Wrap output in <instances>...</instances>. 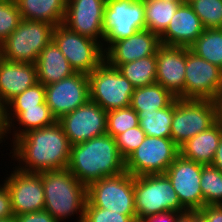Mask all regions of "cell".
Here are the masks:
<instances>
[{
  "instance_id": "cell-6",
  "label": "cell",
  "mask_w": 222,
  "mask_h": 222,
  "mask_svg": "<svg viewBox=\"0 0 222 222\" xmlns=\"http://www.w3.org/2000/svg\"><path fill=\"white\" fill-rule=\"evenodd\" d=\"M85 207H99L124 215H137L134 176L125 171L90 183L87 186Z\"/></svg>"
},
{
  "instance_id": "cell-19",
  "label": "cell",
  "mask_w": 222,
  "mask_h": 222,
  "mask_svg": "<svg viewBox=\"0 0 222 222\" xmlns=\"http://www.w3.org/2000/svg\"><path fill=\"white\" fill-rule=\"evenodd\" d=\"M156 58V83L179 98L184 93L186 47L161 45L156 52Z\"/></svg>"
},
{
  "instance_id": "cell-7",
  "label": "cell",
  "mask_w": 222,
  "mask_h": 222,
  "mask_svg": "<svg viewBox=\"0 0 222 222\" xmlns=\"http://www.w3.org/2000/svg\"><path fill=\"white\" fill-rule=\"evenodd\" d=\"M89 99L106 112L129 107L135 87L105 60L89 75Z\"/></svg>"
},
{
  "instance_id": "cell-11",
  "label": "cell",
  "mask_w": 222,
  "mask_h": 222,
  "mask_svg": "<svg viewBox=\"0 0 222 222\" xmlns=\"http://www.w3.org/2000/svg\"><path fill=\"white\" fill-rule=\"evenodd\" d=\"M53 41L76 73L89 75L104 61V50L98 41L80 35L63 24L55 26Z\"/></svg>"
},
{
  "instance_id": "cell-30",
  "label": "cell",
  "mask_w": 222,
  "mask_h": 222,
  "mask_svg": "<svg viewBox=\"0 0 222 222\" xmlns=\"http://www.w3.org/2000/svg\"><path fill=\"white\" fill-rule=\"evenodd\" d=\"M189 48L197 56L222 69V28L204 29Z\"/></svg>"
},
{
  "instance_id": "cell-37",
  "label": "cell",
  "mask_w": 222,
  "mask_h": 222,
  "mask_svg": "<svg viewBox=\"0 0 222 222\" xmlns=\"http://www.w3.org/2000/svg\"><path fill=\"white\" fill-rule=\"evenodd\" d=\"M145 132L140 126L133 127L118 135L115 140L121 156L126 159L144 141Z\"/></svg>"
},
{
  "instance_id": "cell-45",
  "label": "cell",
  "mask_w": 222,
  "mask_h": 222,
  "mask_svg": "<svg viewBox=\"0 0 222 222\" xmlns=\"http://www.w3.org/2000/svg\"><path fill=\"white\" fill-rule=\"evenodd\" d=\"M195 222H207L206 218L199 212V210H195Z\"/></svg>"
},
{
  "instance_id": "cell-16",
  "label": "cell",
  "mask_w": 222,
  "mask_h": 222,
  "mask_svg": "<svg viewBox=\"0 0 222 222\" xmlns=\"http://www.w3.org/2000/svg\"><path fill=\"white\" fill-rule=\"evenodd\" d=\"M202 167L179 155L164 173L187 210H200L204 206L200 186Z\"/></svg>"
},
{
  "instance_id": "cell-33",
  "label": "cell",
  "mask_w": 222,
  "mask_h": 222,
  "mask_svg": "<svg viewBox=\"0 0 222 222\" xmlns=\"http://www.w3.org/2000/svg\"><path fill=\"white\" fill-rule=\"evenodd\" d=\"M136 126L139 118L131 106L107 112V133L113 138Z\"/></svg>"
},
{
  "instance_id": "cell-32",
  "label": "cell",
  "mask_w": 222,
  "mask_h": 222,
  "mask_svg": "<svg viewBox=\"0 0 222 222\" xmlns=\"http://www.w3.org/2000/svg\"><path fill=\"white\" fill-rule=\"evenodd\" d=\"M204 29L222 28V0H190Z\"/></svg>"
},
{
  "instance_id": "cell-28",
  "label": "cell",
  "mask_w": 222,
  "mask_h": 222,
  "mask_svg": "<svg viewBox=\"0 0 222 222\" xmlns=\"http://www.w3.org/2000/svg\"><path fill=\"white\" fill-rule=\"evenodd\" d=\"M119 72L135 87H144L156 83V54L117 67Z\"/></svg>"
},
{
  "instance_id": "cell-26",
  "label": "cell",
  "mask_w": 222,
  "mask_h": 222,
  "mask_svg": "<svg viewBox=\"0 0 222 222\" xmlns=\"http://www.w3.org/2000/svg\"><path fill=\"white\" fill-rule=\"evenodd\" d=\"M176 97L160 84L135 88L130 106L136 112H156L169 106Z\"/></svg>"
},
{
  "instance_id": "cell-18",
  "label": "cell",
  "mask_w": 222,
  "mask_h": 222,
  "mask_svg": "<svg viewBox=\"0 0 222 222\" xmlns=\"http://www.w3.org/2000/svg\"><path fill=\"white\" fill-rule=\"evenodd\" d=\"M161 46L160 36L147 29L128 38L113 42L104 51V60L112 67L156 54Z\"/></svg>"
},
{
  "instance_id": "cell-35",
  "label": "cell",
  "mask_w": 222,
  "mask_h": 222,
  "mask_svg": "<svg viewBox=\"0 0 222 222\" xmlns=\"http://www.w3.org/2000/svg\"><path fill=\"white\" fill-rule=\"evenodd\" d=\"M45 102V86L36 83L21 94L16 95L3 108H32Z\"/></svg>"
},
{
  "instance_id": "cell-43",
  "label": "cell",
  "mask_w": 222,
  "mask_h": 222,
  "mask_svg": "<svg viewBox=\"0 0 222 222\" xmlns=\"http://www.w3.org/2000/svg\"><path fill=\"white\" fill-rule=\"evenodd\" d=\"M214 103H215V106H216L217 123L222 128V91L214 99Z\"/></svg>"
},
{
  "instance_id": "cell-14",
  "label": "cell",
  "mask_w": 222,
  "mask_h": 222,
  "mask_svg": "<svg viewBox=\"0 0 222 222\" xmlns=\"http://www.w3.org/2000/svg\"><path fill=\"white\" fill-rule=\"evenodd\" d=\"M4 184L11 197L14 216L44 210L45 197L41 173H28L13 167Z\"/></svg>"
},
{
  "instance_id": "cell-8",
  "label": "cell",
  "mask_w": 222,
  "mask_h": 222,
  "mask_svg": "<svg viewBox=\"0 0 222 222\" xmlns=\"http://www.w3.org/2000/svg\"><path fill=\"white\" fill-rule=\"evenodd\" d=\"M217 122L214 100H174L171 139L181 147L187 140L207 130Z\"/></svg>"
},
{
  "instance_id": "cell-31",
  "label": "cell",
  "mask_w": 222,
  "mask_h": 222,
  "mask_svg": "<svg viewBox=\"0 0 222 222\" xmlns=\"http://www.w3.org/2000/svg\"><path fill=\"white\" fill-rule=\"evenodd\" d=\"M205 205H222V171L213 165H203L200 180Z\"/></svg>"
},
{
  "instance_id": "cell-9",
  "label": "cell",
  "mask_w": 222,
  "mask_h": 222,
  "mask_svg": "<svg viewBox=\"0 0 222 222\" xmlns=\"http://www.w3.org/2000/svg\"><path fill=\"white\" fill-rule=\"evenodd\" d=\"M179 155V147L171 138L146 136L125 159V171L133 176L164 174Z\"/></svg>"
},
{
  "instance_id": "cell-48",
  "label": "cell",
  "mask_w": 222,
  "mask_h": 222,
  "mask_svg": "<svg viewBox=\"0 0 222 222\" xmlns=\"http://www.w3.org/2000/svg\"><path fill=\"white\" fill-rule=\"evenodd\" d=\"M162 1H168V2H186L185 0H162Z\"/></svg>"
},
{
  "instance_id": "cell-42",
  "label": "cell",
  "mask_w": 222,
  "mask_h": 222,
  "mask_svg": "<svg viewBox=\"0 0 222 222\" xmlns=\"http://www.w3.org/2000/svg\"><path fill=\"white\" fill-rule=\"evenodd\" d=\"M176 222H195V210H186L177 214Z\"/></svg>"
},
{
  "instance_id": "cell-3",
  "label": "cell",
  "mask_w": 222,
  "mask_h": 222,
  "mask_svg": "<svg viewBox=\"0 0 222 222\" xmlns=\"http://www.w3.org/2000/svg\"><path fill=\"white\" fill-rule=\"evenodd\" d=\"M44 189V210L58 222L78 214L77 222H83L87 201V186L68 169L41 172Z\"/></svg>"
},
{
  "instance_id": "cell-2",
  "label": "cell",
  "mask_w": 222,
  "mask_h": 222,
  "mask_svg": "<svg viewBox=\"0 0 222 222\" xmlns=\"http://www.w3.org/2000/svg\"><path fill=\"white\" fill-rule=\"evenodd\" d=\"M67 169L81 182L90 183L125 172V159L108 133L71 146Z\"/></svg>"
},
{
  "instance_id": "cell-34",
  "label": "cell",
  "mask_w": 222,
  "mask_h": 222,
  "mask_svg": "<svg viewBox=\"0 0 222 222\" xmlns=\"http://www.w3.org/2000/svg\"><path fill=\"white\" fill-rule=\"evenodd\" d=\"M21 20L14 0H0V43L15 31Z\"/></svg>"
},
{
  "instance_id": "cell-4",
  "label": "cell",
  "mask_w": 222,
  "mask_h": 222,
  "mask_svg": "<svg viewBox=\"0 0 222 222\" xmlns=\"http://www.w3.org/2000/svg\"><path fill=\"white\" fill-rule=\"evenodd\" d=\"M137 222L164 212H185L169 178L165 174L134 176Z\"/></svg>"
},
{
  "instance_id": "cell-20",
  "label": "cell",
  "mask_w": 222,
  "mask_h": 222,
  "mask_svg": "<svg viewBox=\"0 0 222 222\" xmlns=\"http://www.w3.org/2000/svg\"><path fill=\"white\" fill-rule=\"evenodd\" d=\"M56 121L57 119L53 116L46 102H44L43 104H38V107L32 108L1 109V122L4 130L3 137H6L7 139V134L13 132V139L11 140V142H14L18 137L26 134L31 130L53 125ZM14 122L17 124V126H15L16 124ZM11 128L13 129V131Z\"/></svg>"
},
{
  "instance_id": "cell-46",
  "label": "cell",
  "mask_w": 222,
  "mask_h": 222,
  "mask_svg": "<svg viewBox=\"0 0 222 222\" xmlns=\"http://www.w3.org/2000/svg\"><path fill=\"white\" fill-rule=\"evenodd\" d=\"M3 127H2V122H1V109H0V144L3 142V140L5 139L3 137L4 133H3Z\"/></svg>"
},
{
  "instance_id": "cell-24",
  "label": "cell",
  "mask_w": 222,
  "mask_h": 222,
  "mask_svg": "<svg viewBox=\"0 0 222 222\" xmlns=\"http://www.w3.org/2000/svg\"><path fill=\"white\" fill-rule=\"evenodd\" d=\"M221 139L222 128L216 122L179 147L180 155L202 165H211Z\"/></svg>"
},
{
  "instance_id": "cell-12",
  "label": "cell",
  "mask_w": 222,
  "mask_h": 222,
  "mask_svg": "<svg viewBox=\"0 0 222 222\" xmlns=\"http://www.w3.org/2000/svg\"><path fill=\"white\" fill-rule=\"evenodd\" d=\"M222 91V69L186 47L184 93L180 99L214 100Z\"/></svg>"
},
{
  "instance_id": "cell-25",
  "label": "cell",
  "mask_w": 222,
  "mask_h": 222,
  "mask_svg": "<svg viewBox=\"0 0 222 222\" xmlns=\"http://www.w3.org/2000/svg\"><path fill=\"white\" fill-rule=\"evenodd\" d=\"M21 18L46 22L54 26L63 23L67 0H14Z\"/></svg>"
},
{
  "instance_id": "cell-1",
  "label": "cell",
  "mask_w": 222,
  "mask_h": 222,
  "mask_svg": "<svg viewBox=\"0 0 222 222\" xmlns=\"http://www.w3.org/2000/svg\"><path fill=\"white\" fill-rule=\"evenodd\" d=\"M12 144L11 158L18 161L19 164L15 167L21 171L41 173L67 169L71 145L58 121L53 125L31 130Z\"/></svg>"
},
{
  "instance_id": "cell-40",
  "label": "cell",
  "mask_w": 222,
  "mask_h": 222,
  "mask_svg": "<svg viewBox=\"0 0 222 222\" xmlns=\"http://www.w3.org/2000/svg\"><path fill=\"white\" fill-rule=\"evenodd\" d=\"M199 212L206 218L207 222H222V205H205Z\"/></svg>"
},
{
  "instance_id": "cell-17",
  "label": "cell",
  "mask_w": 222,
  "mask_h": 222,
  "mask_svg": "<svg viewBox=\"0 0 222 222\" xmlns=\"http://www.w3.org/2000/svg\"><path fill=\"white\" fill-rule=\"evenodd\" d=\"M106 0H67L63 25L103 45Z\"/></svg>"
},
{
  "instance_id": "cell-15",
  "label": "cell",
  "mask_w": 222,
  "mask_h": 222,
  "mask_svg": "<svg viewBox=\"0 0 222 222\" xmlns=\"http://www.w3.org/2000/svg\"><path fill=\"white\" fill-rule=\"evenodd\" d=\"M89 100L88 75L74 73L68 78L45 86V102L59 120Z\"/></svg>"
},
{
  "instance_id": "cell-38",
  "label": "cell",
  "mask_w": 222,
  "mask_h": 222,
  "mask_svg": "<svg viewBox=\"0 0 222 222\" xmlns=\"http://www.w3.org/2000/svg\"><path fill=\"white\" fill-rule=\"evenodd\" d=\"M17 222H58L48 211L40 210L15 216Z\"/></svg>"
},
{
  "instance_id": "cell-47",
  "label": "cell",
  "mask_w": 222,
  "mask_h": 222,
  "mask_svg": "<svg viewBox=\"0 0 222 222\" xmlns=\"http://www.w3.org/2000/svg\"><path fill=\"white\" fill-rule=\"evenodd\" d=\"M0 222H17L15 216L0 220Z\"/></svg>"
},
{
  "instance_id": "cell-44",
  "label": "cell",
  "mask_w": 222,
  "mask_h": 222,
  "mask_svg": "<svg viewBox=\"0 0 222 222\" xmlns=\"http://www.w3.org/2000/svg\"><path fill=\"white\" fill-rule=\"evenodd\" d=\"M214 167L222 171V139L220 140L219 146L216 150L212 164Z\"/></svg>"
},
{
  "instance_id": "cell-21",
  "label": "cell",
  "mask_w": 222,
  "mask_h": 222,
  "mask_svg": "<svg viewBox=\"0 0 222 222\" xmlns=\"http://www.w3.org/2000/svg\"><path fill=\"white\" fill-rule=\"evenodd\" d=\"M204 27L189 3L181 4L166 30L160 35L161 45L190 47L203 33Z\"/></svg>"
},
{
  "instance_id": "cell-36",
  "label": "cell",
  "mask_w": 222,
  "mask_h": 222,
  "mask_svg": "<svg viewBox=\"0 0 222 222\" xmlns=\"http://www.w3.org/2000/svg\"><path fill=\"white\" fill-rule=\"evenodd\" d=\"M83 222H137V215H124L99 207H85Z\"/></svg>"
},
{
  "instance_id": "cell-23",
  "label": "cell",
  "mask_w": 222,
  "mask_h": 222,
  "mask_svg": "<svg viewBox=\"0 0 222 222\" xmlns=\"http://www.w3.org/2000/svg\"><path fill=\"white\" fill-rule=\"evenodd\" d=\"M35 64L37 81L44 86L76 73L53 40L42 50Z\"/></svg>"
},
{
  "instance_id": "cell-39",
  "label": "cell",
  "mask_w": 222,
  "mask_h": 222,
  "mask_svg": "<svg viewBox=\"0 0 222 222\" xmlns=\"http://www.w3.org/2000/svg\"><path fill=\"white\" fill-rule=\"evenodd\" d=\"M13 216L10 193L3 183L0 185V220Z\"/></svg>"
},
{
  "instance_id": "cell-29",
  "label": "cell",
  "mask_w": 222,
  "mask_h": 222,
  "mask_svg": "<svg viewBox=\"0 0 222 222\" xmlns=\"http://www.w3.org/2000/svg\"><path fill=\"white\" fill-rule=\"evenodd\" d=\"M139 126L146 136L158 138H171V124L174 115V101L156 112H136Z\"/></svg>"
},
{
  "instance_id": "cell-22",
  "label": "cell",
  "mask_w": 222,
  "mask_h": 222,
  "mask_svg": "<svg viewBox=\"0 0 222 222\" xmlns=\"http://www.w3.org/2000/svg\"><path fill=\"white\" fill-rule=\"evenodd\" d=\"M36 83V64L10 62L0 57V109Z\"/></svg>"
},
{
  "instance_id": "cell-27",
  "label": "cell",
  "mask_w": 222,
  "mask_h": 222,
  "mask_svg": "<svg viewBox=\"0 0 222 222\" xmlns=\"http://www.w3.org/2000/svg\"><path fill=\"white\" fill-rule=\"evenodd\" d=\"M186 2L143 0L145 29L161 35L168 27L178 7Z\"/></svg>"
},
{
  "instance_id": "cell-10",
  "label": "cell",
  "mask_w": 222,
  "mask_h": 222,
  "mask_svg": "<svg viewBox=\"0 0 222 222\" xmlns=\"http://www.w3.org/2000/svg\"><path fill=\"white\" fill-rule=\"evenodd\" d=\"M145 29L143 0H106L104 8L105 51L119 41Z\"/></svg>"
},
{
  "instance_id": "cell-13",
  "label": "cell",
  "mask_w": 222,
  "mask_h": 222,
  "mask_svg": "<svg viewBox=\"0 0 222 222\" xmlns=\"http://www.w3.org/2000/svg\"><path fill=\"white\" fill-rule=\"evenodd\" d=\"M57 121L71 146L107 133V112L90 99Z\"/></svg>"
},
{
  "instance_id": "cell-41",
  "label": "cell",
  "mask_w": 222,
  "mask_h": 222,
  "mask_svg": "<svg viewBox=\"0 0 222 222\" xmlns=\"http://www.w3.org/2000/svg\"><path fill=\"white\" fill-rule=\"evenodd\" d=\"M178 212H164L157 215L146 217L140 222H176Z\"/></svg>"
},
{
  "instance_id": "cell-5",
  "label": "cell",
  "mask_w": 222,
  "mask_h": 222,
  "mask_svg": "<svg viewBox=\"0 0 222 222\" xmlns=\"http://www.w3.org/2000/svg\"><path fill=\"white\" fill-rule=\"evenodd\" d=\"M55 26L22 19L18 27L0 43V57L6 61L36 63L39 54L53 40Z\"/></svg>"
}]
</instances>
